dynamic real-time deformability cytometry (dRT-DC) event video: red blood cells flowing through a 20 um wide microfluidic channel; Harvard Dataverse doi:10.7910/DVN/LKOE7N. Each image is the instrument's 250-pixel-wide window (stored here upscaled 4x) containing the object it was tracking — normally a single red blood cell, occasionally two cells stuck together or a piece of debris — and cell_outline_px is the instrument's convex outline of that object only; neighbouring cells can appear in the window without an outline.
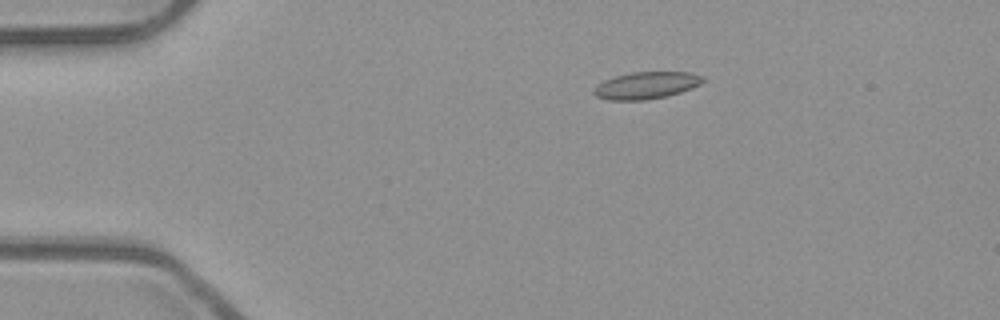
{"species": "common noctule bat (a hibernating species)", "species_latin": "Nyctalus noctula", "temperature_condition": "room temperature", "stored_images_in_passage": 46, "camera_frame_rate_fps": 3000, "um_per_image_px": 0.085, "animal": {"sex": "male", "body_mass_g": 23.1, "forearm_length_mm": 52.7}, "frame": {"image": 1, "passage_image": 3, "time_ms": 0.667, "image_size_px": [1000, 320], "cell_outline_px": [[704, 80], [700, 84], [680, 92], [664, 96], [644, 100], [608, 100], [596, 96], [592, 92], [596, 84], [604, 80], [616, 76], [632, 72], [692, 72], [704, 76]], "centroid_in_image_um": [54.91, 7.25], "position_along_channel_um": 30.1, "area_um2": 17.11}}
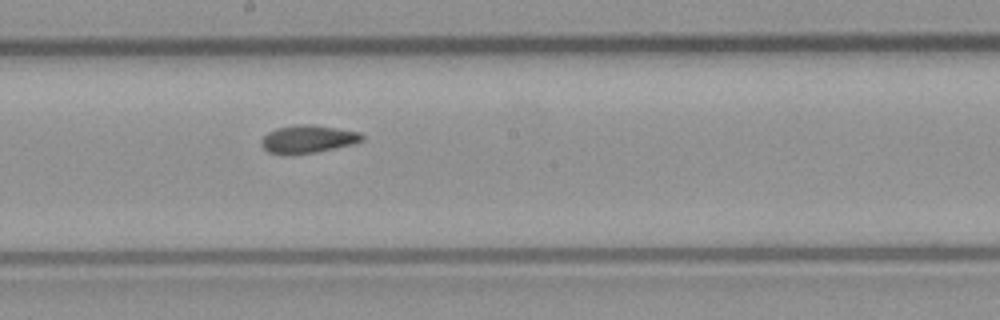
{"frame": {"image": 2, "passage_image": 22, "time_ms": 7.0, "image_size_px": [1000, 320], "cell_outline_px": [[364, 140], [356, 144], [316, 152], [268, 152], [260, 144], [260, 140], [268, 132], [276, 128], [296, 124], [312, 124], [360, 132], [364, 136]], "centroid_in_image_um": [26.23, 11.78], "position_along_channel_um": 222.0, "area_um2": 16.07}}
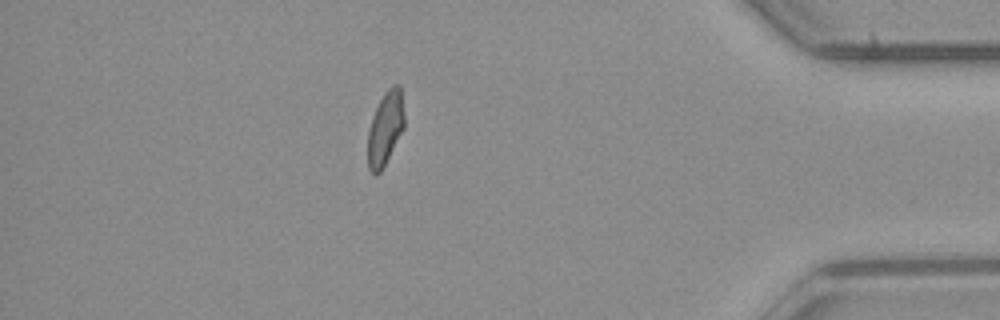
{"frame": {"image": 3, "passage_image": 39, "time_ms": 12.667, "image_size_px": [1000, 320], "cell_outline_px": [[404, 128], [380, 172], [376, 176], [368, 168], [368, 132], [372, 116], [384, 92], [392, 84], [400, 84], [404, 116]], "centroid_in_image_um": [32.75, 10.88], "position_along_channel_um": 402.5, "area_um2": 15.55}, "authors_computed_cell_mechanics": {"area_um2": 16.3863, "velocity_mm_per_s": 3.9444, "shape_relaxation_time_tau1_ms": null, "shape_relaxation_time_tau2_ms": 2.0766, "deformation_change_tau1": null, "deformation_change_tau2": 0.0697}}